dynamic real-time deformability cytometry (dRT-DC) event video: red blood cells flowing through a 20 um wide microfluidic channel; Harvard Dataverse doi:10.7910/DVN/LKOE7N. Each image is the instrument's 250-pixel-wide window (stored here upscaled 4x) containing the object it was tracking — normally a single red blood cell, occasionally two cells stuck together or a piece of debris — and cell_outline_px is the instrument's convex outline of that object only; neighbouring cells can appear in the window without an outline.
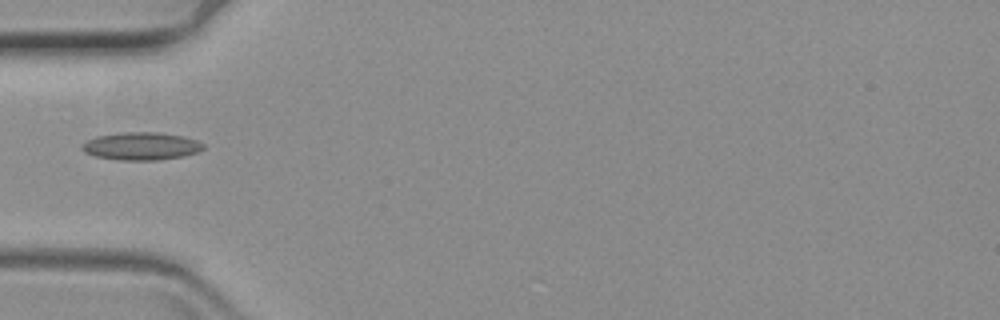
{"species": "common noctule bat (a hibernating species)", "species_latin": "Nyctalus noctula", "temperature_condition": "warm", "stored_images_in_passage": 42, "camera_frame_rate_fps": 3000, "um_per_image_px": 0.085, "animal": {"sex": "female", "body_mass_g": 19.3, "forearm_length_mm": 54.1}, "frame": {"image": 1, "passage_image": 1, "time_ms": 0.0, "image_size_px": [1000, 320], "cell_outline_px": [[204, 148], [200, 152], [184, 156], [160, 160], [120, 160], [96, 156], [84, 152], [80, 148], [80, 144], [96, 136], [120, 132], [160, 132], [184, 136], [196, 140], [204, 144]], "centroid_in_image_um": [12.01, 12.42], "position_along_channel_um": 73.0, "area_um2": 19.88}}
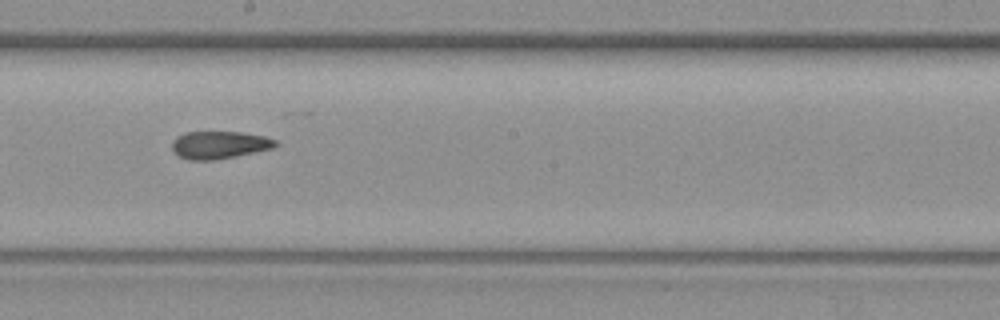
{"frame": {"image": 2, "passage_image": 15, "time_ms": 4.667, "image_size_px": [1000, 320], "cell_outline_px": [[276, 144], [272, 148], [212, 160], [188, 160], [180, 156], [172, 148], [172, 140], [176, 136], [184, 132], [240, 132], [264, 136], [276, 140]], "centroid_in_image_um": [18.59, 12.3], "position_along_channel_um": 229.6, "area_um2": 16.3}}
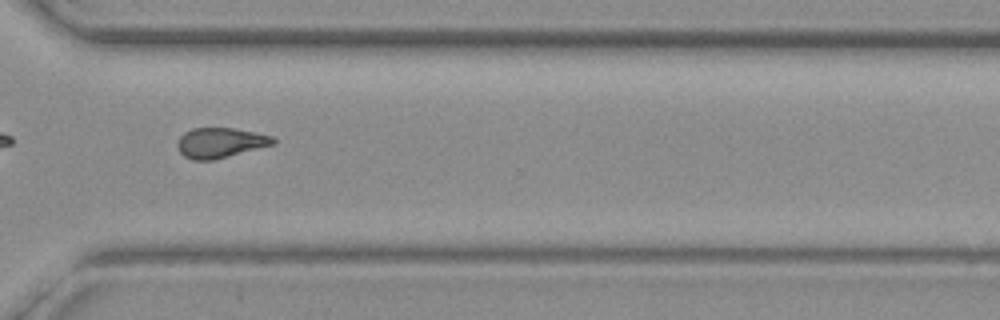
{"frame": {"image": 3, "passage_image": 26, "time_ms": 8.333, "image_size_px": [1000, 320], "cell_outline_px": [[276, 144], [212, 160], [192, 160], [184, 156], [180, 152], [176, 144], [180, 136], [184, 132], [192, 128], [236, 128], [272, 136], [276, 140]], "centroid_in_image_um": [18.72, 12.13], "position_along_channel_um": 351.9, "area_um2": 16.82}}